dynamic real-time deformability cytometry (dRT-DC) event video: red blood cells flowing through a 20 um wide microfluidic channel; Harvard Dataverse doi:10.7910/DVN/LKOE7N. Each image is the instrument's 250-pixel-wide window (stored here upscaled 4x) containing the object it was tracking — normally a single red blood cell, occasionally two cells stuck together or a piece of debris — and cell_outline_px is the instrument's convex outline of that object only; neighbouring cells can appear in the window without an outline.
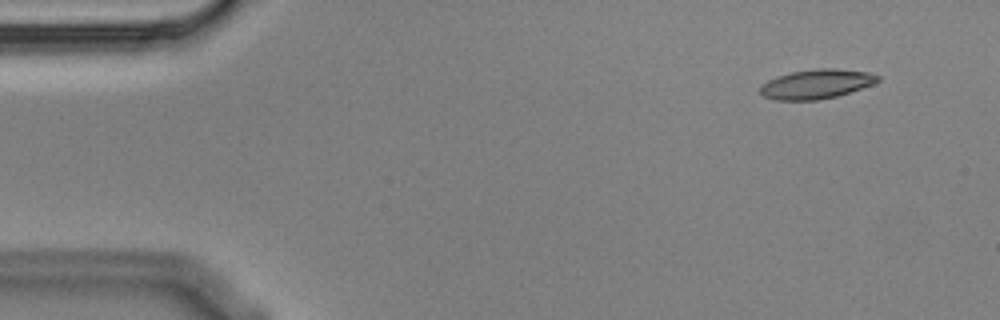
{"species": "Egyptian fruit bat (a non-hibernating species)", "species_latin": "Rousettus aegyptiacus", "temperature_condition": "cold", "stored_images_in_passage": 5, "camera_frame_rate_fps": 3000, "um_per_image_px": 0.085, "animal": {"sex": "male"}, "frame": {"image": 1, "passage_image": 2, "time_ms": 0.333, "image_size_px": [1000, 320], "cell_outline_px": [[880, 80], [872, 84], [836, 96], [816, 100], [776, 100], [764, 96], [760, 92], [760, 84], [768, 80], [792, 72], [816, 68], [836, 68], [868, 72], [880, 76]], "centroid_in_image_um": [69.38, 7.13], "position_along_channel_um": 15.6, "area_um2": 19.94}}
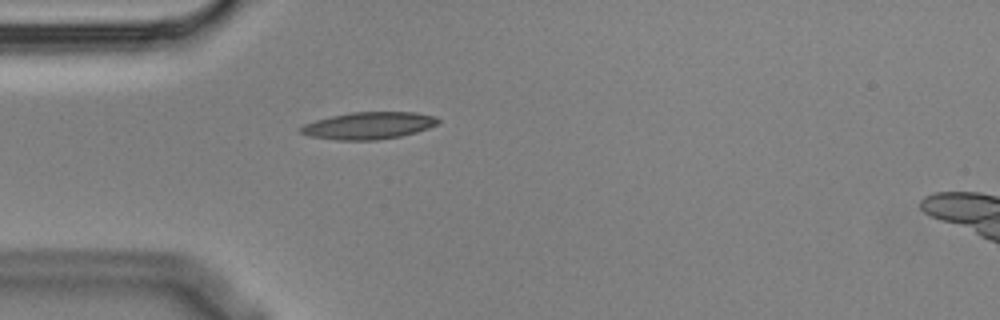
{"frame": {"image": 2, "passage_image": 5, "time_ms": 1.333, "image_size_px": [1000, 320], "cell_outline_px": [[440, 120], [436, 124], [428, 128], [416, 132], [400, 136], [376, 140], [336, 140], [312, 136], [300, 132], [300, 128], [304, 124], [316, 120], [332, 116], [352, 112], [416, 112], [436, 116]], "centroid_in_image_um": [31.36, 10.67], "position_along_channel_um": 53.6, "area_um2": 21.5}}